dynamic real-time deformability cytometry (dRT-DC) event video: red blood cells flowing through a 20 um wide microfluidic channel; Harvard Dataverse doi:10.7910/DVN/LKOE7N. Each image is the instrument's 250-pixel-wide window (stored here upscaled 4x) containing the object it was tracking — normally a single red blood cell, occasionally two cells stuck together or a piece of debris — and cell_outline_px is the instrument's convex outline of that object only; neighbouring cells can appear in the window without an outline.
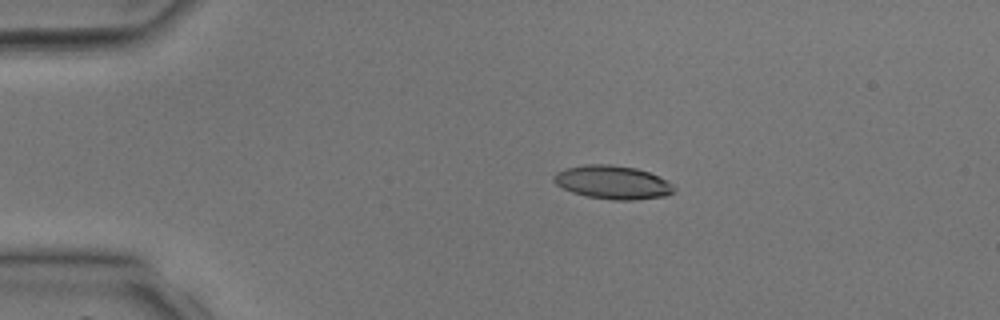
{"species": "common noctule bat (a hibernating species)", "species_latin": "Nyctalus noctula", "temperature_condition": "room temperature", "stored_images_in_passage": 39, "camera_frame_rate_fps": 3000, "um_per_image_px": 0.085, "animal": {"sex": "male", "body_mass_g": 17.9, "forearm_length_mm": 54.2}, "frame": {"image": 1, "passage_image": 8, "time_ms": 2.333, "image_size_px": [1000, 320], "cell_outline_px": [[676, 188], [672, 192], [664, 196], [632, 200], [612, 200], [588, 196], [572, 192], [556, 184], [552, 180], [552, 176], [556, 172], [564, 168], [584, 164], [608, 164], [636, 168], [648, 172], [668, 180]], "centroid_in_image_um": [52.05, 15.48], "position_along_channel_um": 33.0, "area_um2": 23.47}}
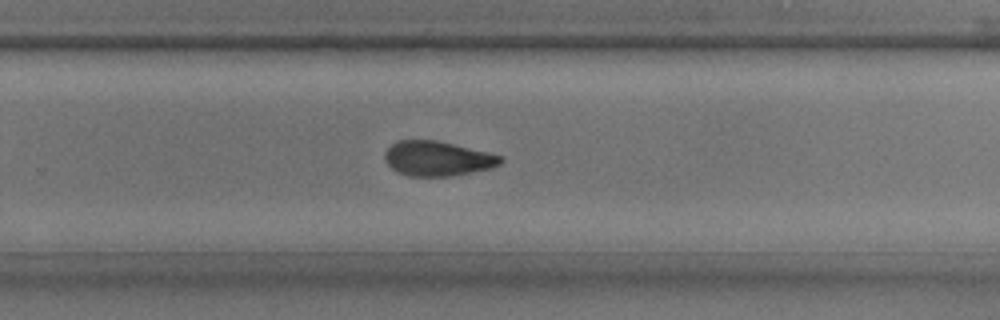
{"frame": {"image": 2, "passage_image": 26, "time_ms": 8.333, "image_size_px": [1000, 320], "cell_outline_px": [[504, 160], [500, 164], [488, 168], [452, 176], [408, 176], [392, 168], [384, 160], [384, 152], [396, 140], [436, 140], [488, 152], [500, 156]], "centroid_in_image_um": [37.15, 13.47], "position_along_channel_um": 292.7, "area_um2": 23.24}}
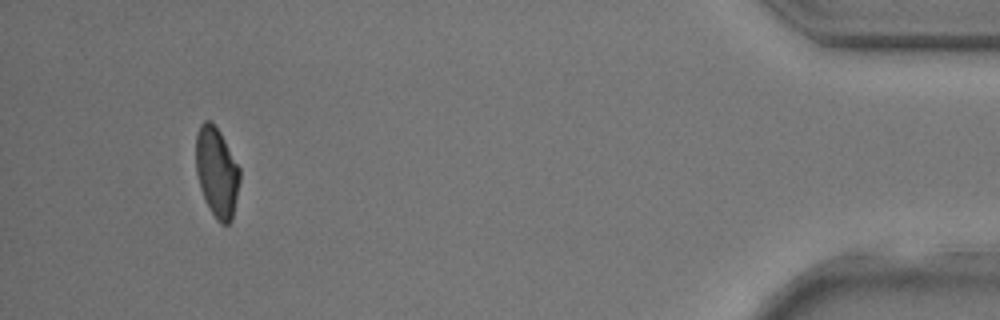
{"frame": {"image": 3, "passage_image": 37, "time_ms": 12.0, "image_size_px": [1000, 320], "cell_outline_px": [[240, 180], [232, 220], [228, 224], [220, 224], [216, 220], [200, 188], [196, 172], [196, 132], [200, 124], [204, 120], [212, 120], [220, 132], [240, 168]], "centroid_in_image_um": [18.43, 14.6], "position_along_channel_um": 416.8, "area_um2": 23.0}}